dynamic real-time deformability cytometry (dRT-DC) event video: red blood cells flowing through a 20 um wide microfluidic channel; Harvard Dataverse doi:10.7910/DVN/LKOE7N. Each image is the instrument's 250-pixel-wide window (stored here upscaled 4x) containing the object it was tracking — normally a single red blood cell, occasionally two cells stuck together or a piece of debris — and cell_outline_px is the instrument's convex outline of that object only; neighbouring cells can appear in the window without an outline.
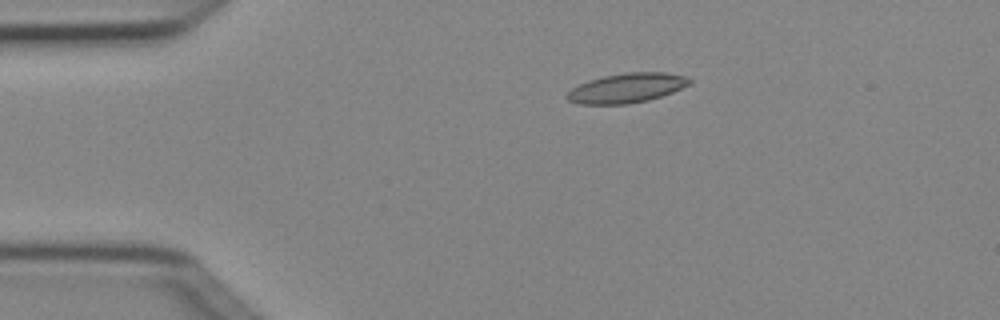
{"species": "Egyptian fruit bat (a non-hibernating species)", "species_latin": "Rousettus aegyptiacus", "temperature_condition": "cold", "stored_images_in_passage": 3, "camera_frame_rate_fps": 3000, "um_per_image_px": 0.085, "animal": {"sex": "female"}, "frame": {"image": 1, "passage_image": 2, "time_ms": 0.333, "image_size_px": [1000, 320], "cell_outline_px": [[692, 84], [672, 92], [648, 100], [628, 104], [580, 104], [568, 100], [564, 96], [572, 88], [588, 80], [604, 76], [628, 72], [664, 72], [688, 76], [692, 80]], "centroid_in_image_um": [53.3, 7.47], "position_along_channel_um": 31.7, "area_um2": 21.15}}